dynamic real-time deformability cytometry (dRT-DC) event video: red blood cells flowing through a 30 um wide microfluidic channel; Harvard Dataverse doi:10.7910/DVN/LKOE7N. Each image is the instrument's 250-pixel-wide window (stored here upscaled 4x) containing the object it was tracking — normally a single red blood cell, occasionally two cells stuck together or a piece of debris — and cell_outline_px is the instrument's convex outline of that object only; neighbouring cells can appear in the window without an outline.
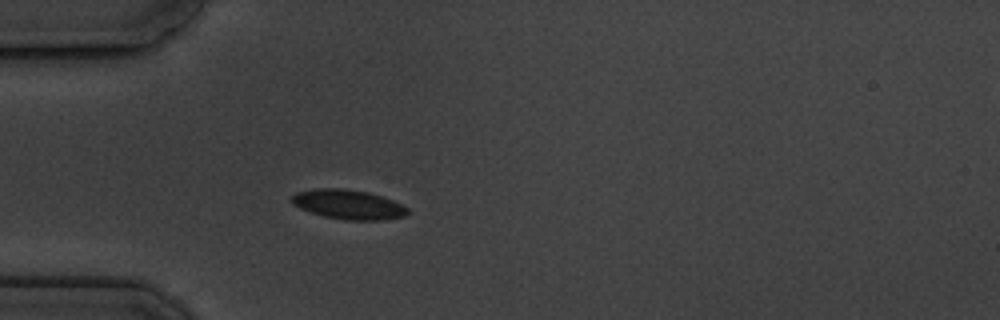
{"species": "common noctule bat (a hibernating species)", "species_latin": "Nyctalus noctula", "temperature_condition": "cold", "stored_images_in_passage": 1, "camera_frame_rate_fps": 3000, "um_per_image_px": 0.085, "animal": {"sex": "male", "body_mass_g": 19.5, "forearm_length_mm": 54.6}, "frame": {"image": 1, "passage_image": 1, "time_ms": 0.0, "image_size_px": [1000, 320], "cell_outline_px": [[408, 212], [404, 216], [384, 220], [344, 220], [324, 216], [300, 208], [292, 204], [292, 196], [296, 192], [316, 188], [340, 188], [368, 192], [392, 200], [408, 208]], "centroid_in_image_um": [29.59, 17.38], "position_along_channel_um": 55.4, "area_um2": 19.77}}